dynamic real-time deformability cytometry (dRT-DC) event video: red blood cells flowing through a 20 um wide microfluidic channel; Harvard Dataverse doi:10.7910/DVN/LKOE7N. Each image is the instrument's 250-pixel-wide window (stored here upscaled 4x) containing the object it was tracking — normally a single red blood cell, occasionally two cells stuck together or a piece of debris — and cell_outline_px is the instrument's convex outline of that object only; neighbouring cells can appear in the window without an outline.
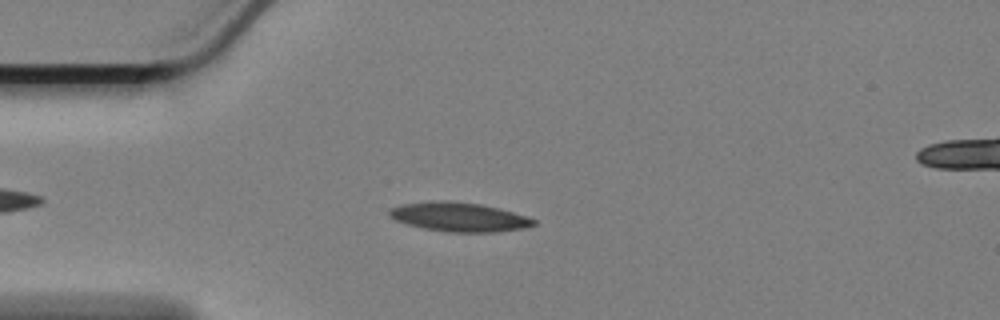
{"species": "Egyptian fruit bat (a non-hibernating species)", "species_latin": "Rousettus aegyptiacus", "temperature_condition": "cold", "stored_images_in_passage": 32, "camera_frame_rate_fps": 3000, "um_per_image_px": 0.085, "animal": {"sex": "female"}, "frame": {"image": 1, "passage_image": 10, "time_ms": 3.0, "image_size_px": [1000, 320], "cell_outline_px": [[536, 224], [520, 228], [496, 232], [448, 232], [424, 228], [408, 224], [396, 220], [388, 216], [388, 212], [392, 208], [404, 204], [444, 200], [448, 200], [480, 204], [528, 216], [536, 220]], "centroid_in_image_um": [39.02, 18.44], "position_along_channel_um": 46.0, "area_um2": 24.1}}
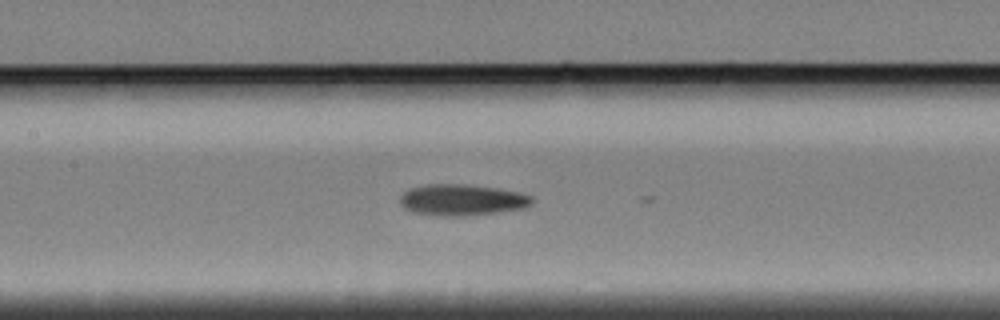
{"frame": {"image": 2, "passage_image": 22, "time_ms": 7.0, "image_size_px": [1000, 320], "cell_outline_px": [[532, 204], [524, 208], [468, 216], [436, 216], [412, 212], [404, 208], [400, 204], [400, 196], [408, 188], [428, 184], [460, 184], [496, 188], [520, 192], [532, 196]], "centroid_in_image_um": [39.23, 17.0], "position_along_channel_um": 168.2, "area_um2": 24.16}}
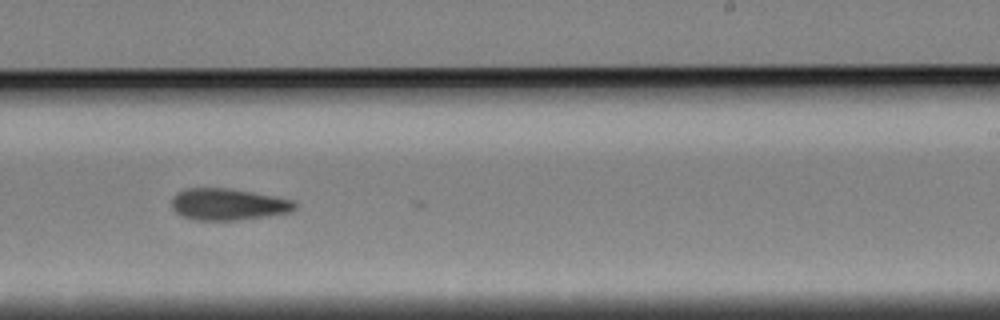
{"frame": {"image": 3, "passage_image": 31, "time_ms": 10.0, "image_size_px": [1000, 320], "cell_outline_px": [[296, 208], [292, 212], [268, 216], [236, 220], [192, 220], [180, 216], [172, 208], [172, 196], [176, 192], [184, 188], [228, 188], [252, 192], [292, 200], [296, 204]], "centroid_in_image_um": [19.34, 17.37], "position_along_channel_um": 269.7, "area_um2": 22.89}}